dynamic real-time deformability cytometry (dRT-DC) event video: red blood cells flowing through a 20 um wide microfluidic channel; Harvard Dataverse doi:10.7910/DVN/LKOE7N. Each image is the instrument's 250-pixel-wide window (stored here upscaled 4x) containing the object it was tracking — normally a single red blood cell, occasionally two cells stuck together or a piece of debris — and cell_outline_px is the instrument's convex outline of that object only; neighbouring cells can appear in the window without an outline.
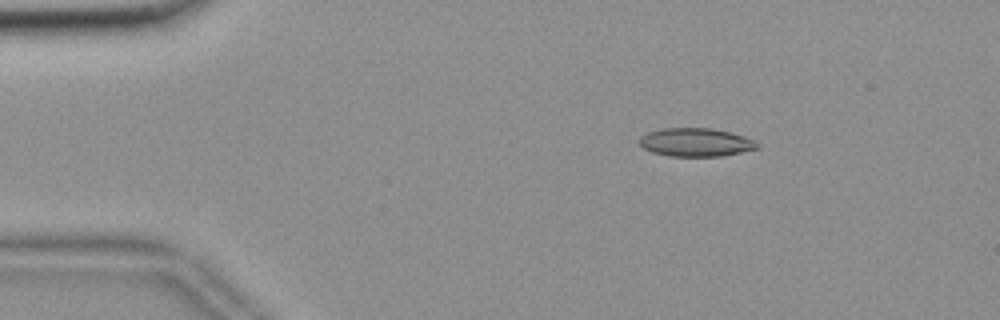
{"species": "common noctule bat (a hibernating species)", "species_latin": "Nyctalus noctula", "temperature_condition": "room temperature", "stored_images_in_passage": 52, "camera_frame_rate_fps": 3000, "um_per_image_px": 0.085, "animal": {"sex": "female", "body_mass_g": 18.4}, "frame": {"image": 1, "passage_image": 6, "time_ms": 1.667, "image_size_px": [1000, 320], "cell_outline_px": [[760, 148], [720, 156], [668, 156], [652, 152], [644, 148], [640, 144], [640, 136], [648, 132], [664, 128], [712, 128], [744, 136], [760, 144]], "centroid_in_image_um": [59.14, 12.09], "position_along_channel_um": 25.9, "area_um2": 19.36}}
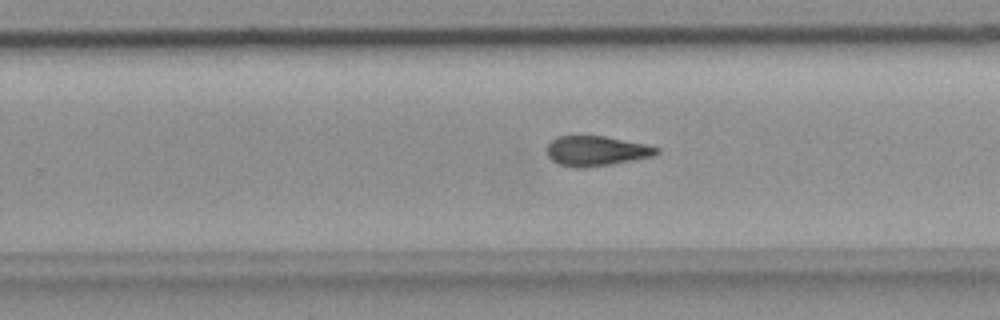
{"frame": {"image": 2, "passage_image": 32, "time_ms": 10.333, "image_size_px": [1000, 320], "cell_outline_px": [[660, 152], [652, 156], [612, 164], [584, 168], [576, 168], [556, 164], [548, 156], [548, 144], [556, 136], [604, 136], [644, 144], [660, 148]], "centroid_in_image_um": [50.66, 12.84], "position_along_channel_um": 279.1, "area_um2": 19.07}}
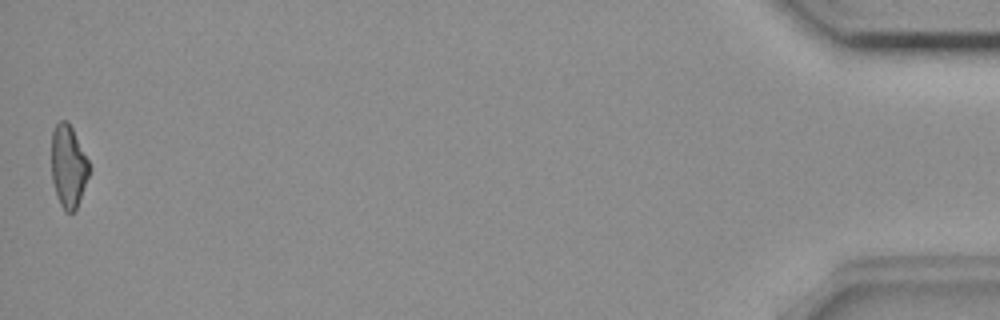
{"frame": {"image": 3, "passage_image": 52, "time_ms": 17.0, "image_size_px": [1000, 320], "cell_outline_px": [[92, 168], [76, 208], [72, 212], [64, 212], [56, 196], [52, 180], [52, 132], [56, 124], [60, 120], [68, 120]], "centroid_in_image_um": [5.81, 14.14], "position_along_channel_um": 429.4, "area_um2": 18.15}, "authors_computed_cell_mechanics": {"area_um2": 19.3341, "velocity_mm_per_s": 3.6833, "shape_relaxation_time_tau1_ms": null, "shape_relaxation_time_tau2_ms": 5.6167, "deformation_change_tau1": null, "deformation_change_tau2": 0.1582}}